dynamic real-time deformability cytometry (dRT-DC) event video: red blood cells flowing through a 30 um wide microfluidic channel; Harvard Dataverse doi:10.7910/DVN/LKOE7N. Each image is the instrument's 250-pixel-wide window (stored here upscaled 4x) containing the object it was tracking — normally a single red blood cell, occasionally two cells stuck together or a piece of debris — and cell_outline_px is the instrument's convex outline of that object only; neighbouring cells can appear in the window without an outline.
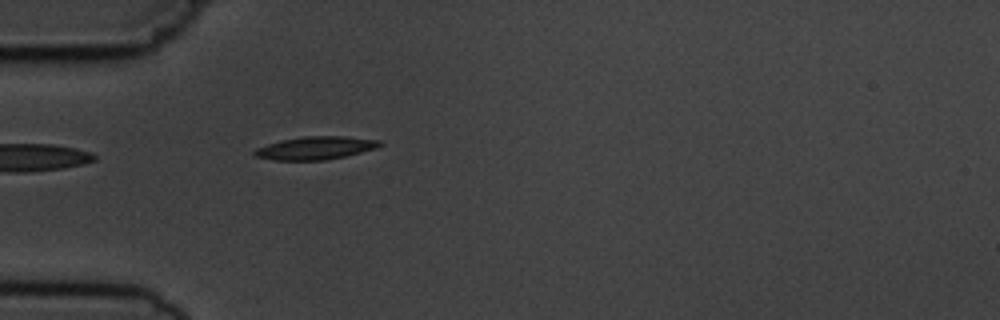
{"species": "common noctule bat (a hibernating species)", "species_latin": "Nyctalus noctula", "temperature_condition": "cold", "stored_images_in_passage": 5, "camera_frame_rate_fps": 3000, "um_per_image_px": 0.085, "animal": {"sex": "male", "body_mass_g": 19.5, "forearm_length_mm": 54.6}, "frame": {"image": 1, "passage_image": 5, "time_ms": 4.667, "image_size_px": [1000, 320], "cell_outline_px": [[384, 144], [376, 148], [344, 156], [324, 160], [272, 160], [252, 156], [252, 152], [256, 148], [280, 140], [304, 136], [344, 136], [380, 140]], "centroid_in_image_um": [26.78, 12.58], "position_along_channel_um": 58.2, "area_um2": 16.82}}